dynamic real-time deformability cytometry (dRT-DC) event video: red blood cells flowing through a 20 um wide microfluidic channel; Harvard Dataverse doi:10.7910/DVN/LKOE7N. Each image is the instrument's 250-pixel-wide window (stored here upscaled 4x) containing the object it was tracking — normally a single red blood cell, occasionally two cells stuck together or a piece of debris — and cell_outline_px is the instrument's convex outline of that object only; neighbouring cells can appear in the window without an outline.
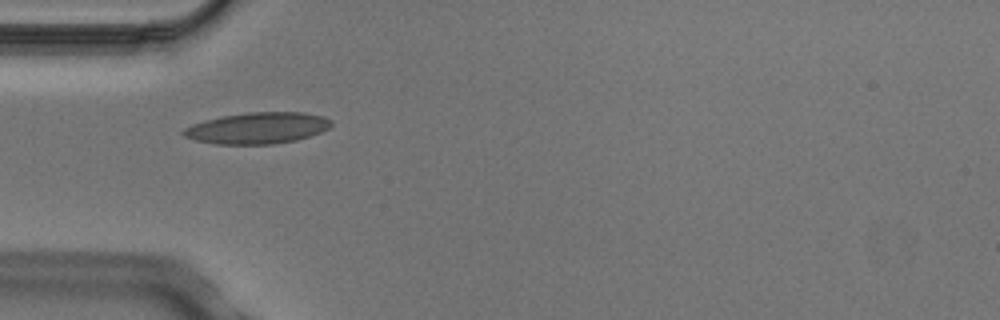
{"species": "Egyptian fruit bat (a non-hibernating species)", "species_latin": "Rousettus aegyptiacus", "temperature_condition": "cold", "stored_images_in_passage": 2, "camera_frame_rate_fps": 3000, "um_per_image_px": 0.085, "animal": {"sex": "male"}, "frame": {"image": 1, "passage_image": 1, "time_ms": 0.0, "image_size_px": [1000, 320], "cell_outline_px": [[332, 124], [328, 128], [320, 132], [296, 140], [272, 144], [216, 144], [196, 140], [184, 136], [180, 132], [184, 128], [192, 124], [204, 120], [224, 116], [248, 112], [304, 112], [324, 116], [332, 120]], "centroid_in_image_um": [21.88, 10.88], "position_along_channel_um": 63.1, "area_um2": 26.93}}
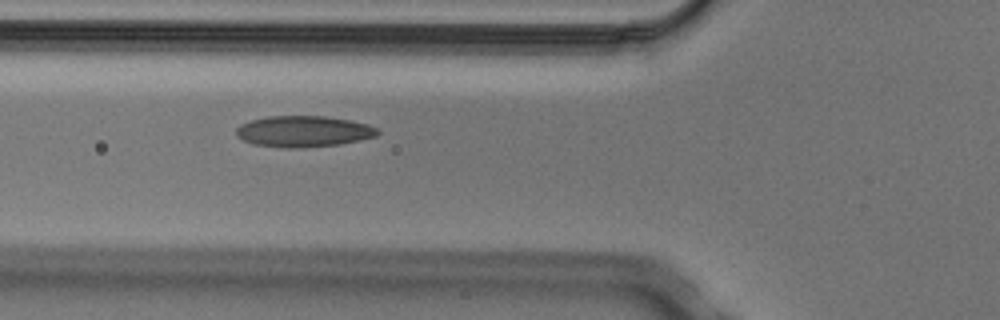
{"frame": {"image": 2, "passage_image": 2, "time_ms": 0.333, "image_size_px": [1000, 320], "cell_outline_px": [[380, 132], [376, 136], [360, 140], [340, 144], [300, 148], [288, 148], [252, 144], [236, 136], [236, 128], [240, 124], [252, 120], [268, 116], [324, 116], [348, 120], [368, 124], [376, 128]], "centroid_in_image_um": [25.78, 11.17], "position_along_channel_um": 100.0, "area_um2": 25.61}}